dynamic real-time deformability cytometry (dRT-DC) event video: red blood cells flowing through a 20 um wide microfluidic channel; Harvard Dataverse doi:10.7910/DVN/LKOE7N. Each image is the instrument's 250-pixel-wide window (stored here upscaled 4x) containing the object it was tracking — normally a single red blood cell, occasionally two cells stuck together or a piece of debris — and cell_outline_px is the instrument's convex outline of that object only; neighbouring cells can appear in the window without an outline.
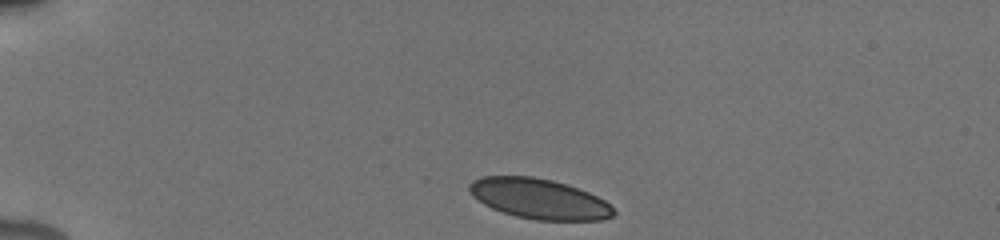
{"species": "human", "species_latin": "Homo sapiens", "temperature_condition": "cold", "stored_images_in_passage": 6, "camera_frame_rate_fps": 3000, "um_per_image_px": 0.085, "donor": {"sex": "male"}, "frame": {"image": 1, "passage_image": 1, "time_ms": 0.0, "image_size_px": [1000, 240], "cell_outline_px": [[616, 212], [612, 216], [604, 220], [536, 220], [516, 216], [492, 208], [484, 204], [472, 196], [468, 188], [468, 184], [472, 180], [484, 176], [532, 176], [552, 180], [568, 184], [588, 192], [604, 200]], "centroid_in_image_um": [45.81, 16.89], "position_along_channel_um": 39.2, "area_um2": 33.76}}
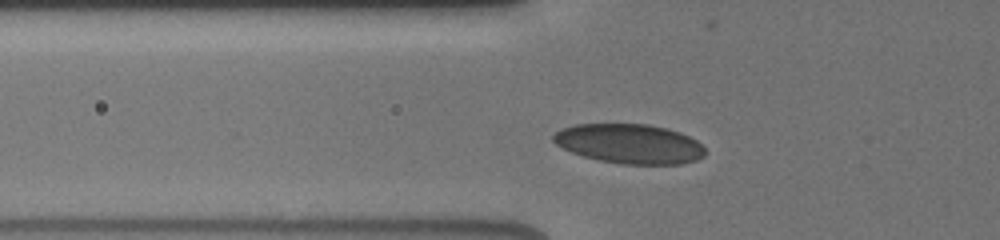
{"frame": {"image": 2, "passage_image": 5, "time_ms": 2.333, "image_size_px": [1000, 240], "cell_outline_px": [[704, 156], [696, 160], [680, 164], [620, 164], [600, 160], [584, 156], [572, 152], [556, 144], [552, 140], [552, 136], [556, 132], [564, 128], [576, 124], [648, 124], [680, 132], [696, 140], [704, 148]], "centroid_in_image_um": [53.51, 12.22], "position_along_channel_um": 72.3, "area_um2": 34.74}}